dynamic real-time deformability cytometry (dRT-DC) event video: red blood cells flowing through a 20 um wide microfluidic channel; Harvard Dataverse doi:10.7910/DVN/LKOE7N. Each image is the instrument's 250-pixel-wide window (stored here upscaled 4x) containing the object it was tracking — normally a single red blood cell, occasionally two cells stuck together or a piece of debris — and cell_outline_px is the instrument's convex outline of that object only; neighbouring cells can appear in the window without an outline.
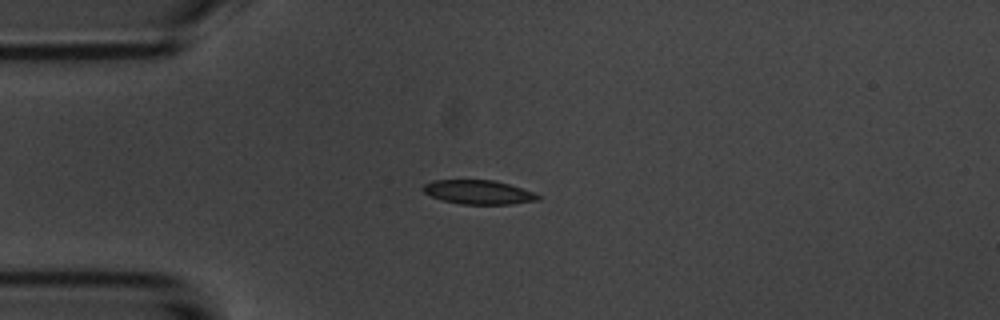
{"species": "common noctule bat (a hibernating species)", "species_latin": "Nyctalus noctula", "temperature_condition": "room temperature", "stored_images_in_passage": 6, "camera_frame_rate_fps": 3000, "um_per_image_px": 0.085, "animal": {"sex": "male", "body_mass_g": 20.1, "forearm_length_mm": 53.5}, "frame": {"image": 1, "passage_image": 4, "time_ms": 4.333, "image_size_px": [1000, 320], "cell_outline_px": [[540, 200], [512, 204], [460, 204], [440, 200], [424, 192], [420, 188], [424, 184], [432, 180], [492, 180], [508, 184], [532, 192], [540, 196]], "centroid_in_image_um": [40.62, 16.34], "position_along_channel_um": 44.4, "area_um2": 16.07}}
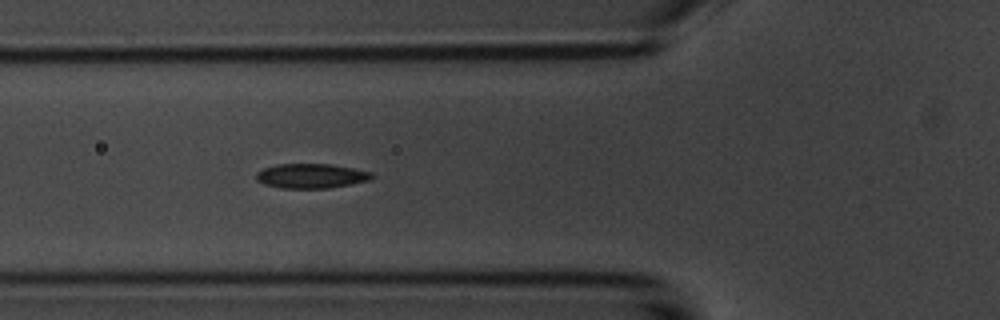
{"frame": {"image": 2, "passage_image": 6, "time_ms": 6.333, "image_size_px": [1000, 320], "cell_outline_px": [[376, 176], [372, 180], [352, 184], [328, 188], [280, 188], [264, 184], [256, 180], [256, 172], [264, 168], [280, 164], [332, 164], [372, 172]], "centroid_in_image_um": [26.49, 14.96], "position_along_channel_um": 99.3, "area_um2": 16.7}}